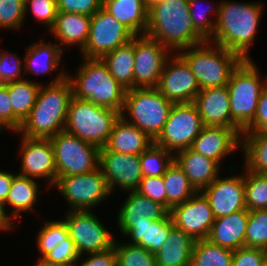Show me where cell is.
I'll return each instance as SVG.
<instances>
[{"instance_id":"53","label":"cell","mask_w":267,"mask_h":266,"mask_svg":"<svg viewBox=\"0 0 267 266\" xmlns=\"http://www.w3.org/2000/svg\"><path fill=\"white\" fill-rule=\"evenodd\" d=\"M16 174L13 172H6V171H2L0 170V202H2L3 204L5 203L7 197H8V193L12 184V180L13 177Z\"/></svg>"},{"instance_id":"39","label":"cell","mask_w":267,"mask_h":266,"mask_svg":"<svg viewBox=\"0 0 267 266\" xmlns=\"http://www.w3.org/2000/svg\"><path fill=\"white\" fill-rule=\"evenodd\" d=\"M117 266H157L155 254L149 250L129 243L114 241Z\"/></svg>"},{"instance_id":"49","label":"cell","mask_w":267,"mask_h":266,"mask_svg":"<svg viewBox=\"0 0 267 266\" xmlns=\"http://www.w3.org/2000/svg\"><path fill=\"white\" fill-rule=\"evenodd\" d=\"M242 134H267V86L259 96L253 121Z\"/></svg>"},{"instance_id":"36","label":"cell","mask_w":267,"mask_h":266,"mask_svg":"<svg viewBox=\"0 0 267 266\" xmlns=\"http://www.w3.org/2000/svg\"><path fill=\"white\" fill-rule=\"evenodd\" d=\"M233 251L211 243L196 240L192 248L190 266H232Z\"/></svg>"},{"instance_id":"56","label":"cell","mask_w":267,"mask_h":266,"mask_svg":"<svg viewBox=\"0 0 267 266\" xmlns=\"http://www.w3.org/2000/svg\"><path fill=\"white\" fill-rule=\"evenodd\" d=\"M34 266H53V265H47V264L43 263L42 261L38 260V262Z\"/></svg>"},{"instance_id":"6","label":"cell","mask_w":267,"mask_h":266,"mask_svg":"<svg viewBox=\"0 0 267 266\" xmlns=\"http://www.w3.org/2000/svg\"><path fill=\"white\" fill-rule=\"evenodd\" d=\"M252 60L243 59L232 71L227 84L231 128H236L241 133L253 121L259 96L267 86V80L261 79L259 70Z\"/></svg>"},{"instance_id":"23","label":"cell","mask_w":267,"mask_h":266,"mask_svg":"<svg viewBox=\"0 0 267 266\" xmlns=\"http://www.w3.org/2000/svg\"><path fill=\"white\" fill-rule=\"evenodd\" d=\"M174 227L170 213L164 219L132 222L121 233L131 237L129 244H136L156 253L164 244L170 230Z\"/></svg>"},{"instance_id":"52","label":"cell","mask_w":267,"mask_h":266,"mask_svg":"<svg viewBox=\"0 0 267 266\" xmlns=\"http://www.w3.org/2000/svg\"><path fill=\"white\" fill-rule=\"evenodd\" d=\"M86 255L89 256L79 266H117L114 246L102 252L88 253Z\"/></svg>"},{"instance_id":"51","label":"cell","mask_w":267,"mask_h":266,"mask_svg":"<svg viewBox=\"0 0 267 266\" xmlns=\"http://www.w3.org/2000/svg\"><path fill=\"white\" fill-rule=\"evenodd\" d=\"M8 87L0 84V133L3 129L13 132V108Z\"/></svg>"},{"instance_id":"48","label":"cell","mask_w":267,"mask_h":266,"mask_svg":"<svg viewBox=\"0 0 267 266\" xmlns=\"http://www.w3.org/2000/svg\"><path fill=\"white\" fill-rule=\"evenodd\" d=\"M103 7V0H57L58 12H72L92 16Z\"/></svg>"},{"instance_id":"54","label":"cell","mask_w":267,"mask_h":266,"mask_svg":"<svg viewBox=\"0 0 267 266\" xmlns=\"http://www.w3.org/2000/svg\"><path fill=\"white\" fill-rule=\"evenodd\" d=\"M6 211L4 204L0 202V231L2 230L3 232L14 227V223H12L13 220L10 217V214L6 213Z\"/></svg>"},{"instance_id":"38","label":"cell","mask_w":267,"mask_h":266,"mask_svg":"<svg viewBox=\"0 0 267 266\" xmlns=\"http://www.w3.org/2000/svg\"><path fill=\"white\" fill-rule=\"evenodd\" d=\"M245 169V202L248 211L267 209V174Z\"/></svg>"},{"instance_id":"18","label":"cell","mask_w":267,"mask_h":266,"mask_svg":"<svg viewBox=\"0 0 267 266\" xmlns=\"http://www.w3.org/2000/svg\"><path fill=\"white\" fill-rule=\"evenodd\" d=\"M19 175L28 178H45L48 184H56L54 150L50 139L27 138L21 136Z\"/></svg>"},{"instance_id":"19","label":"cell","mask_w":267,"mask_h":266,"mask_svg":"<svg viewBox=\"0 0 267 266\" xmlns=\"http://www.w3.org/2000/svg\"><path fill=\"white\" fill-rule=\"evenodd\" d=\"M202 192L209 200L215 219L246 209L244 173L226 178L218 176Z\"/></svg>"},{"instance_id":"33","label":"cell","mask_w":267,"mask_h":266,"mask_svg":"<svg viewBox=\"0 0 267 266\" xmlns=\"http://www.w3.org/2000/svg\"><path fill=\"white\" fill-rule=\"evenodd\" d=\"M39 183L35 179L21 176L16 173L13 177L12 184L8 193V197L4 203L13 208L10 214L12 219L19 218V214L24 211H33L35 203L39 200L38 192L41 193L38 186Z\"/></svg>"},{"instance_id":"21","label":"cell","mask_w":267,"mask_h":266,"mask_svg":"<svg viewBox=\"0 0 267 266\" xmlns=\"http://www.w3.org/2000/svg\"><path fill=\"white\" fill-rule=\"evenodd\" d=\"M193 103L203 125L231 128L230 98L227 86L202 89Z\"/></svg>"},{"instance_id":"35","label":"cell","mask_w":267,"mask_h":266,"mask_svg":"<svg viewBox=\"0 0 267 266\" xmlns=\"http://www.w3.org/2000/svg\"><path fill=\"white\" fill-rule=\"evenodd\" d=\"M244 166L254 173L267 174V134H242Z\"/></svg>"},{"instance_id":"7","label":"cell","mask_w":267,"mask_h":266,"mask_svg":"<svg viewBox=\"0 0 267 266\" xmlns=\"http://www.w3.org/2000/svg\"><path fill=\"white\" fill-rule=\"evenodd\" d=\"M173 104L156 87L134 88L126 91L120 115L154 141L162 132Z\"/></svg>"},{"instance_id":"8","label":"cell","mask_w":267,"mask_h":266,"mask_svg":"<svg viewBox=\"0 0 267 266\" xmlns=\"http://www.w3.org/2000/svg\"><path fill=\"white\" fill-rule=\"evenodd\" d=\"M120 116L115 110L72 97L64 130L101 149Z\"/></svg>"},{"instance_id":"50","label":"cell","mask_w":267,"mask_h":266,"mask_svg":"<svg viewBox=\"0 0 267 266\" xmlns=\"http://www.w3.org/2000/svg\"><path fill=\"white\" fill-rule=\"evenodd\" d=\"M264 259V249L244 246L233 251L232 266H260Z\"/></svg>"},{"instance_id":"29","label":"cell","mask_w":267,"mask_h":266,"mask_svg":"<svg viewBox=\"0 0 267 266\" xmlns=\"http://www.w3.org/2000/svg\"><path fill=\"white\" fill-rule=\"evenodd\" d=\"M194 240L175 226L155 253L157 266H190Z\"/></svg>"},{"instance_id":"46","label":"cell","mask_w":267,"mask_h":266,"mask_svg":"<svg viewBox=\"0 0 267 266\" xmlns=\"http://www.w3.org/2000/svg\"><path fill=\"white\" fill-rule=\"evenodd\" d=\"M14 57V58H13ZM13 58V60H12ZM24 59L22 60L16 53H0V84H7L13 81L25 79L22 75L24 72Z\"/></svg>"},{"instance_id":"27","label":"cell","mask_w":267,"mask_h":266,"mask_svg":"<svg viewBox=\"0 0 267 266\" xmlns=\"http://www.w3.org/2000/svg\"><path fill=\"white\" fill-rule=\"evenodd\" d=\"M152 143L154 141L146 133L120 116L113 126L105 148L113 152L140 155Z\"/></svg>"},{"instance_id":"16","label":"cell","mask_w":267,"mask_h":266,"mask_svg":"<svg viewBox=\"0 0 267 266\" xmlns=\"http://www.w3.org/2000/svg\"><path fill=\"white\" fill-rule=\"evenodd\" d=\"M174 226L188 234L194 241L207 239L215 217L208 198L197 191L190 199L170 210Z\"/></svg>"},{"instance_id":"24","label":"cell","mask_w":267,"mask_h":266,"mask_svg":"<svg viewBox=\"0 0 267 266\" xmlns=\"http://www.w3.org/2000/svg\"><path fill=\"white\" fill-rule=\"evenodd\" d=\"M174 160L183 169L197 191H202L209 186L219 176L221 170V165L216 161L204 157L190 148L177 152Z\"/></svg>"},{"instance_id":"26","label":"cell","mask_w":267,"mask_h":266,"mask_svg":"<svg viewBox=\"0 0 267 266\" xmlns=\"http://www.w3.org/2000/svg\"><path fill=\"white\" fill-rule=\"evenodd\" d=\"M170 211L158 202H155L136 191H129L128 198L117 213V225L122 232L130 223L164 219Z\"/></svg>"},{"instance_id":"45","label":"cell","mask_w":267,"mask_h":266,"mask_svg":"<svg viewBox=\"0 0 267 266\" xmlns=\"http://www.w3.org/2000/svg\"><path fill=\"white\" fill-rule=\"evenodd\" d=\"M29 8L37 21L52 29L58 13L57 0H25V14Z\"/></svg>"},{"instance_id":"14","label":"cell","mask_w":267,"mask_h":266,"mask_svg":"<svg viewBox=\"0 0 267 266\" xmlns=\"http://www.w3.org/2000/svg\"><path fill=\"white\" fill-rule=\"evenodd\" d=\"M170 51L159 41L144 35L134 36V88L157 87Z\"/></svg>"},{"instance_id":"11","label":"cell","mask_w":267,"mask_h":266,"mask_svg":"<svg viewBox=\"0 0 267 266\" xmlns=\"http://www.w3.org/2000/svg\"><path fill=\"white\" fill-rule=\"evenodd\" d=\"M54 187L70 205V211H91L111 195L100 167L85 174L58 177Z\"/></svg>"},{"instance_id":"25","label":"cell","mask_w":267,"mask_h":266,"mask_svg":"<svg viewBox=\"0 0 267 266\" xmlns=\"http://www.w3.org/2000/svg\"><path fill=\"white\" fill-rule=\"evenodd\" d=\"M91 16L72 13L58 12L54 26L50 31L55 36V41L61 47L77 45L80 51L87 43L90 30Z\"/></svg>"},{"instance_id":"43","label":"cell","mask_w":267,"mask_h":266,"mask_svg":"<svg viewBox=\"0 0 267 266\" xmlns=\"http://www.w3.org/2000/svg\"><path fill=\"white\" fill-rule=\"evenodd\" d=\"M40 261L53 266H75L76 263L79 264L81 257L76 250L75 243L69 236L65 242H61L54 247Z\"/></svg>"},{"instance_id":"37","label":"cell","mask_w":267,"mask_h":266,"mask_svg":"<svg viewBox=\"0 0 267 266\" xmlns=\"http://www.w3.org/2000/svg\"><path fill=\"white\" fill-rule=\"evenodd\" d=\"M173 161V153L152 143L140 154L142 175L143 177L163 176Z\"/></svg>"},{"instance_id":"57","label":"cell","mask_w":267,"mask_h":266,"mask_svg":"<svg viewBox=\"0 0 267 266\" xmlns=\"http://www.w3.org/2000/svg\"><path fill=\"white\" fill-rule=\"evenodd\" d=\"M260 266H267V260L266 259H264L263 261H262V263H261V265Z\"/></svg>"},{"instance_id":"2","label":"cell","mask_w":267,"mask_h":266,"mask_svg":"<svg viewBox=\"0 0 267 266\" xmlns=\"http://www.w3.org/2000/svg\"><path fill=\"white\" fill-rule=\"evenodd\" d=\"M263 6L257 2L220 1L214 36L210 42L236 52L242 59H252L249 49L258 30Z\"/></svg>"},{"instance_id":"28","label":"cell","mask_w":267,"mask_h":266,"mask_svg":"<svg viewBox=\"0 0 267 266\" xmlns=\"http://www.w3.org/2000/svg\"><path fill=\"white\" fill-rule=\"evenodd\" d=\"M103 8L134 35H144L148 26L145 0H103Z\"/></svg>"},{"instance_id":"32","label":"cell","mask_w":267,"mask_h":266,"mask_svg":"<svg viewBox=\"0 0 267 266\" xmlns=\"http://www.w3.org/2000/svg\"><path fill=\"white\" fill-rule=\"evenodd\" d=\"M102 61L110 74L126 90L134 89V37L128 43L105 54Z\"/></svg>"},{"instance_id":"4","label":"cell","mask_w":267,"mask_h":266,"mask_svg":"<svg viewBox=\"0 0 267 266\" xmlns=\"http://www.w3.org/2000/svg\"><path fill=\"white\" fill-rule=\"evenodd\" d=\"M83 58L74 77L67 74L73 97L117 112L122 111L126 89L110 74L100 58Z\"/></svg>"},{"instance_id":"41","label":"cell","mask_w":267,"mask_h":266,"mask_svg":"<svg viewBox=\"0 0 267 266\" xmlns=\"http://www.w3.org/2000/svg\"><path fill=\"white\" fill-rule=\"evenodd\" d=\"M245 247L267 248V209L249 211Z\"/></svg>"},{"instance_id":"30","label":"cell","mask_w":267,"mask_h":266,"mask_svg":"<svg viewBox=\"0 0 267 266\" xmlns=\"http://www.w3.org/2000/svg\"><path fill=\"white\" fill-rule=\"evenodd\" d=\"M13 108V132H18L36 103L41 84L25 78L5 84Z\"/></svg>"},{"instance_id":"20","label":"cell","mask_w":267,"mask_h":266,"mask_svg":"<svg viewBox=\"0 0 267 266\" xmlns=\"http://www.w3.org/2000/svg\"><path fill=\"white\" fill-rule=\"evenodd\" d=\"M241 136L242 133L236 128L204 125L190 149L220 165L221 160L231 155L236 148H241Z\"/></svg>"},{"instance_id":"9","label":"cell","mask_w":267,"mask_h":266,"mask_svg":"<svg viewBox=\"0 0 267 266\" xmlns=\"http://www.w3.org/2000/svg\"><path fill=\"white\" fill-rule=\"evenodd\" d=\"M58 177L85 174L99 167V148L65 130L50 138Z\"/></svg>"},{"instance_id":"31","label":"cell","mask_w":267,"mask_h":266,"mask_svg":"<svg viewBox=\"0 0 267 266\" xmlns=\"http://www.w3.org/2000/svg\"><path fill=\"white\" fill-rule=\"evenodd\" d=\"M63 47L57 43H43V40L31 44L24 57V73L41 75L59 69Z\"/></svg>"},{"instance_id":"22","label":"cell","mask_w":267,"mask_h":266,"mask_svg":"<svg viewBox=\"0 0 267 266\" xmlns=\"http://www.w3.org/2000/svg\"><path fill=\"white\" fill-rule=\"evenodd\" d=\"M248 217L249 211L245 209L216 218L207 239L215 245L232 251L244 247Z\"/></svg>"},{"instance_id":"42","label":"cell","mask_w":267,"mask_h":266,"mask_svg":"<svg viewBox=\"0 0 267 266\" xmlns=\"http://www.w3.org/2000/svg\"><path fill=\"white\" fill-rule=\"evenodd\" d=\"M199 2H200V0H188V5H189V9H190V18L192 20L195 31L205 41H210L214 36V29L216 26V22H215V20L213 22L211 20H209L207 15H210L211 13L212 14L215 13L216 14L215 19L217 20L219 5L216 6V9L208 6L209 7L208 9L205 8V9L201 10V8H199ZM198 8L200 10H198ZM196 10L199 12H197ZM211 11H213V12H211Z\"/></svg>"},{"instance_id":"15","label":"cell","mask_w":267,"mask_h":266,"mask_svg":"<svg viewBox=\"0 0 267 266\" xmlns=\"http://www.w3.org/2000/svg\"><path fill=\"white\" fill-rule=\"evenodd\" d=\"M156 88L173 103L193 102L200 91L195 75L178 53L166 60Z\"/></svg>"},{"instance_id":"13","label":"cell","mask_w":267,"mask_h":266,"mask_svg":"<svg viewBox=\"0 0 267 266\" xmlns=\"http://www.w3.org/2000/svg\"><path fill=\"white\" fill-rule=\"evenodd\" d=\"M63 220L80 257L113 247L115 238L92 211L69 210Z\"/></svg>"},{"instance_id":"34","label":"cell","mask_w":267,"mask_h":266,"mask_svg":"<svg viewBox=\"0 0 267 266\" xmlns=\"http://www.w3.org/2000/svg\"><path fill=\"white\" fill-rule=\"evenodd\" d=\"M167 195V209L190 199L197 190L185 175L183 169L174 160L163 175Z\"/></svg>"},{"instance_id":"10","label":"cell","mask_w":267,"mask_h":266,"mask_svg":"<svg viewBox=\"0 0 267 266\" xmlns=\"http://www.w3.org/2000/svg\"><path fill=\"white\" fill-rule=\"evenodd\" d=\"M203 126L193 102L174 103L163 130L154 143L175 155L181 150L190 148Z\"/></svg>"},{"instance_id":"3","label":"cell","mask_w":267,"mask_h":266,"mask_svg":"<svg viewBox=\"0 0 267 266\" xmlns=\"http://www.w3.org/2000/svg\"><path fill=\"white\" fill-rule=\"evenodd\" d=\"M145 34L171 52L205 42L194 29L188 0H163L152 5Z\"/></svg>"},{"instance_id":"12","label":"cell","mask_w":267,"mask_h":266,"mask_svg":"<svg viewBox=\"0 0 267 266\" xmlns=\"http://www.w3.org/2000/svg\"><path fill=\"white\" fill-rule=\"evenodd\" d=\"M135 35L103 7L91 16L89 36L81 50L85 58H102L105 54L128 43Z\"/></svg>"},{"instance_id":"5","label":"cell","mask_w":267,"mask_h":266,"mask_svg":"<svg viewBox=\"0 0 267 266\" xmlns=\"http://www.w3.org/2000/svg\"><path fill=\"white\" fill-rule=\"evenodd\" d=\"M177 53L189 65L200 90L227 86L232 71L243 60L236 52L217 44L214 46L210 41Z\"/></svg>"},{"instance_id":"40","label":"cell","mask_w":267,"mask_h":266,"mask_svg":"<svg viewBox=\"0 0 267 266\" xmlns=\"http://www.w3.org/2000/svg\"><path fill=\"white\" fill-rule=\"evenodd\" d=\"M69 237L64 220L46 221L37 236V247L41 253V260L46 254Z\"/></svg>"},{"instance_id":"47","label":"cell","mask_w":267,"mask_h":266,"mask_svg":"<svg viewBox=\"0 0 267 266\" xmlns=\"http://www.w3.org/2000/svg\"><path fill=\"white\" fill-rule=\"evenodd\" d=\"M135 191L167 208V195L163 176L143 177Z\"/></svg>"},{"instance_id":"55","label":"cell","mask_w":267,"mask_h":266,"mask_svg":"<svg viewBox=\"0 0 267 266\" xmlns=\"http://www.w3.org/2000/svg\"><path fill=\"white\" fill-rule=\"evenodd\" d=\"M160 1H163V0H145V3H146L147 8L149 9L152 5H154Z\"/></svg>"},{"instance_id":"17","label":"cell","mask_w":267,"mask_h":266,"mask_svg":"<svg viewBox=\"0 0 267 266\" xmlns=\"http://www.w3.org/2000/svg\"><path fill=\"white\" fill-rule=\"evenodd\" d=\"M99 167L111 193L116 187L126 192L135 191L143 178L140 155L113 152L103 147L99 150Z\"/></svg>"},{"instance_id":"1","label":"cell","mask_w":267,"mask_h":266,"mask_svg":"<svg viewBox=\"0 0 267 266\" xmlns=\"http://www.w3.org/2000/svg\"><path fill=\"white\" fill-rule=\"evenodd\" d=\"M59 74V75H58ZM46 86L41 85L36 103L18 134L27 138L50 139L65 129L72 86L63 69Z\"/></svg>"},{"instance_id":"58","label":"cell","mask_w":267,"mask_h":266,"mask_svg":"<svg viewBox=\"0 0 267 266\" xmlns=\"http://www.w3.org/2000/svg\"><path fill=\"white\" fill-rule=\"evenodd\" d=\"M265 259L267 260V248L264 249Z\"/></svg>"},{"instance_id":"44","label":"cell","mask_w":267,"mask_h":266,"mask_svg":"<svg viewBox=\"0 0 267 266\" xmlns=\"http://www.w3.org/2000/svg\"><path fill=\"white\" fill-rule=\"evenodd\" d=\"M25 16V0H0V28L19 29Z\"/></svg>"}]
</instances>
